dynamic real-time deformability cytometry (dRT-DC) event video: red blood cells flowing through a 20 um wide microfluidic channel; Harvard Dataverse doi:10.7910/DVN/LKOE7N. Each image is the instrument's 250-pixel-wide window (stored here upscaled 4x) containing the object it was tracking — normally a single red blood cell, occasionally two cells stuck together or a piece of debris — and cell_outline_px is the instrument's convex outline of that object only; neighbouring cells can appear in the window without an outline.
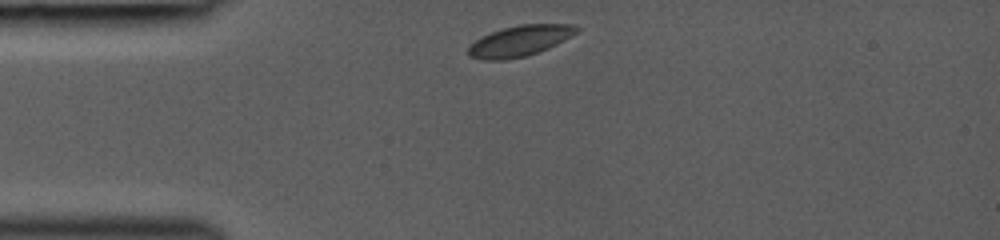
{"species": "common noctule bat (a hibernating species)", "species_latin": "Nyctalus noctula", "temperature_condition": "room temperature", "stored_images_in_passage": 30, "camera_frame_rate_fps": 3000, "um_per_image_px": 0.085, "animal": {"sex": "female", "body_mass_g": 19.0, "forearm_length_mm": 53.3}, "frame": {"image": 1, "passage_image": 1, "time_ms": 0.0, "image_size_px": [1000, 240], "cell_outline_px": [[580, 28], [576, 32], [564, 40], [548, 48], [524, 56], [504, 60], [484, 60], [468, 56], [468, 48], [480, 36], [504, 28], [520, 24], [572, 24]], "centroid_in_image_um": [44.16, 3.47], "position_along_channel_um": 40.8, "area_um2": 19.13}}
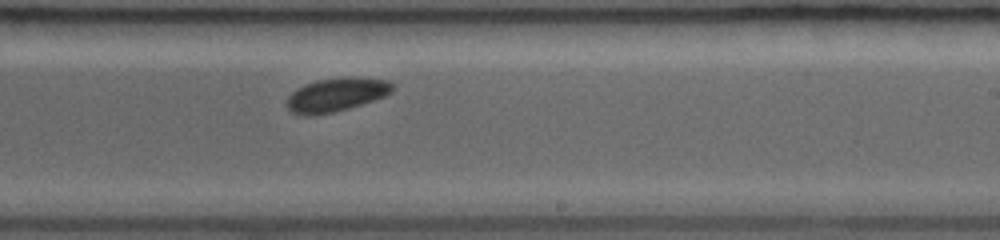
{"frame": {"image": 2, "passage_image": 18, "time_ms": 5.667, "image_size_px": [1000, 240], "cell_outline_px": [[392, 92], [384, 96], [336, 112], [308, 116], [304, 116], [292, 112], [288, 108], [288, 96], [296, 88], [304, 84], [316, 80], [388, 80], [392, 84]], "centroid_in_image_um": [28.49, 8.11], "position_along_channel_um": 260.5, "area_um2": 19.59}}
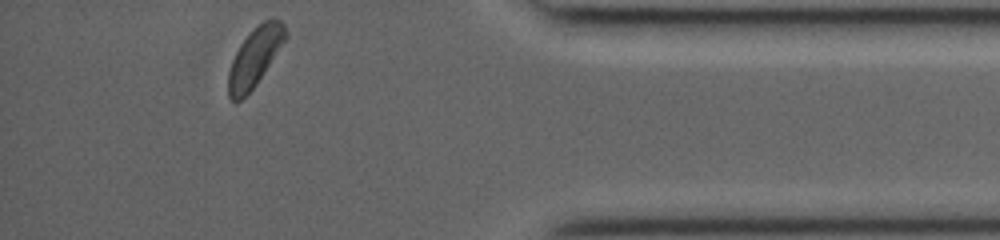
{"frame": {"image": 3, "passage_image": 30, "time_ms": 9.667, "image_size_px": [1000, 240], "cell_outline_px": [[288, 36], [256, 84], [240, 100], [232, 100], [228, 96], [228, 72], [232, 60], [240, 44], [264, 20], [280, 20], [284, 24], [288, 32]], "centroid_in_image_um": [21.66, 4.86], "position_along_channel_um": 413.5, "area_um2": 18.9}}